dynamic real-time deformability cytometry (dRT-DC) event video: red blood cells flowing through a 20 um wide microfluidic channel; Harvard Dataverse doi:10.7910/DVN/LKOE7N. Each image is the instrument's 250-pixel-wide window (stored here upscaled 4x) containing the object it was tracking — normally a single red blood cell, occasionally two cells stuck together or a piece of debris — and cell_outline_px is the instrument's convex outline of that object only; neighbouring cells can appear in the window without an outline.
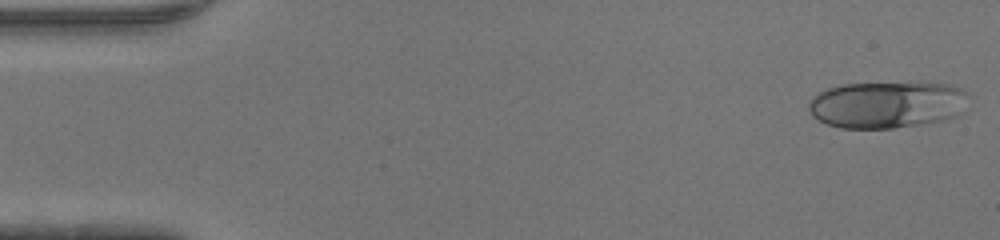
{"species": "human", "species_latin": "Homo sapiens", "temperature_condition": "warm", "stored_images_in_passage": 45, "camera_frame_rate_fps": 3000, "um_per_image_px": 0.085, "donor": {"sex": "male"}, "frame": {"image": 1, "passage_image": 1, "time_ms": 0.0, "image_size_px": [1000, 240], "cell_outline_px": [[968, 96], [964, 112], [960, 116], [920, 124], [892, 128], [840, 128], [828, 124], [812, 116], [808, 108], [808, 104], [812, 96], [828, 88], [840, 84], [920, 80], [948, 84], [960, 88], [968, 92]], "centroid_in_image_um": [75.45, 8.84], "position_along_channel_um": 9.6, "area_um2": 44.97}}
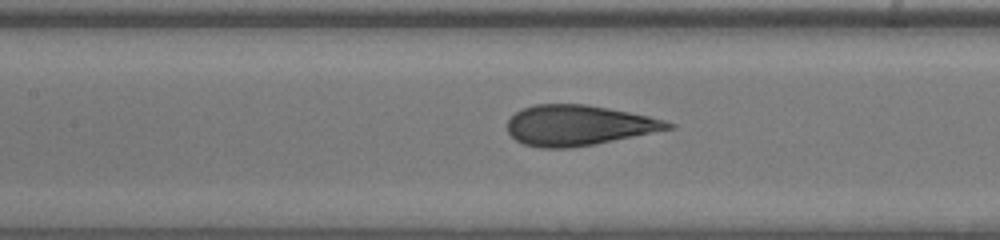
{"frame": {"image": 2, "passage_image": 20, "time_ms": 6.333, "image_size_px": [1000, 240], "cell_outline_px": [[676, 128], [596, 144], [568, 148], [540, 148], [524, 144], [516, 140], [508, 132], [508, 120], [520, 108], [532, 104], [584, 104], [608, 108], [648, 116], [664, 120], [676, 124]], "centroid_in_image_um": [49.18, 10.65], "position_along_channel_um": 158.2, "area_um2": 37.92}}
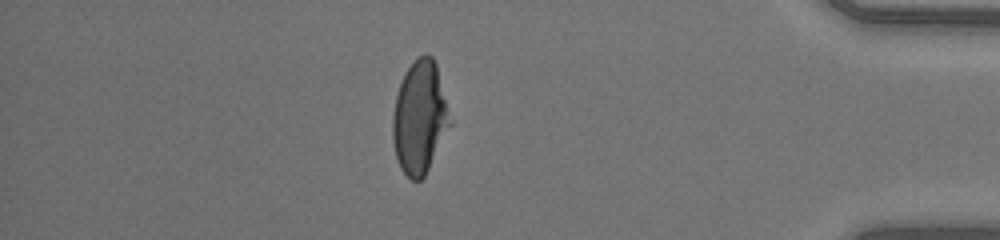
{"frame": {"image": 3, "passage_image": 39, "time_ms": 12.667, "image_size_px": [1000, 240], "cell_outline_px": [[452, 124], [424, 176], [420, 180], [412, 180], [400, 168], [396, 156], [392, 140], [392, 116], [396, 96], [404, 72], [416, 56], [424, 52], [428, 52], [432, 56], [436, 64], [452, 120]], "centroid_in_image_um": [35.67, 9.94], "position_along_channel_um": 399.5, "area_um2": 37.92}}